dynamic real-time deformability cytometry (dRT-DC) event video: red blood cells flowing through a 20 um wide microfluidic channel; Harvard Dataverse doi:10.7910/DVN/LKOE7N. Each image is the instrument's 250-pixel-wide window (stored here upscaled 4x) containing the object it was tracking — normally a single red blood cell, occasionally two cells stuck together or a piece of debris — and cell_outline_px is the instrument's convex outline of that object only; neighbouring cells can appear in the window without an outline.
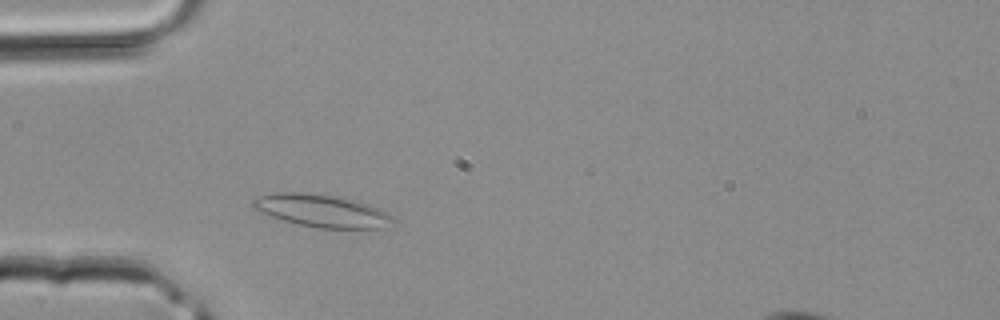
{"species": "common noctule bat (a hibernating species)", "species_latin": "Nyctalus noctula", "temperature_condition": "room temperature", "stored_images_in_passage": 30, "segment_of_instrument_passage": [1, 2], "camera_frame_rate_fps": 3000, "um_per_image_px": 0.085, "animal": {"sex": "male", "body_mass_g": 20.4}, "frame": {"image": 1, "passage_image": 1, "time_ms": 0.0, "image_size_px": [1000, 320], "cell_outline_px": [[392, 220], [380, 228], [320, 228], [300, 224], [284, 220], [260, 212], [252, 208], [252, 200], [260, 196], [272, 192], [300, 192], [332, 196], [356, 200], [380, 208], [392, 216]], "centroid_in_image_um": [27.3, 17.9], "position_along_channel_um": 57.7, "area_um2": 26.13}}
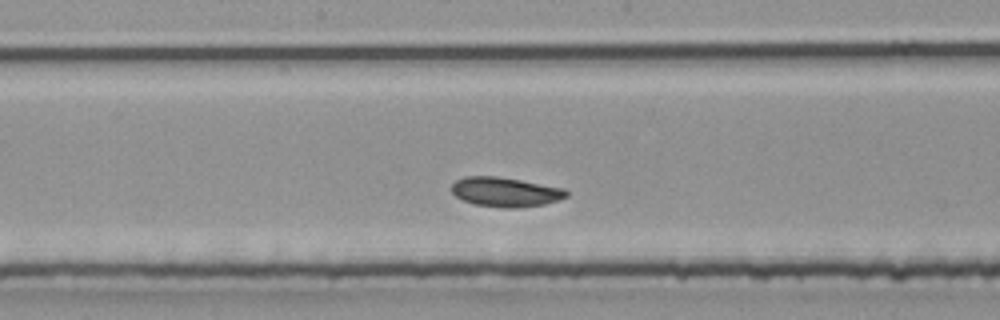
{"frame": {"image": 2, "passage_image": 10, "time_ms": 3.0, "image_size_px": [1000, 320], "cell_outline_px": [[568, 196], [544, 204], [512, 208], [504, 208], [472, 204], [456, 196], [452, 192], [452, 184], [456, 180], [464, 176], [496, 176], [520, 180], [564, 188], [568, 192]], "centroid_in_image_um": [42.93, 16.31], "position_along_channel_um": 205.3, "area_um2": 19.59}}
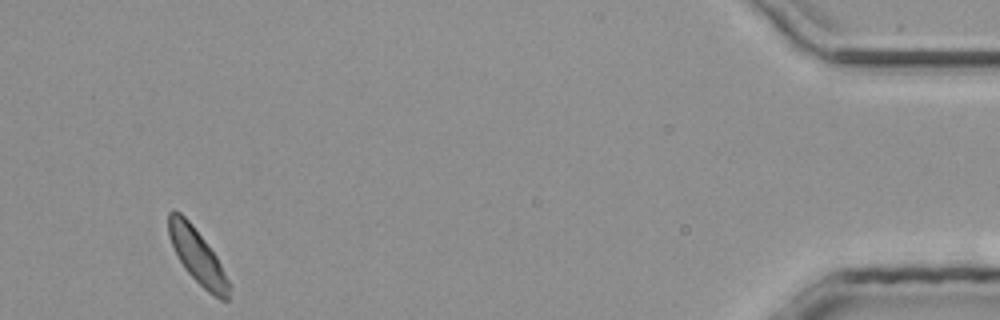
{"frame": {"image": 3, "passage_image": 27, "time_ms": 8.667, "image_size_px": [1000, 320], "cell_outline_px": [[228, 300], [220, 300], [208, 292], [184, 268], [168, 236], [168, 212], [172, 208], [180, 212], [192, 224], [216, 256], [228, 280]], "centroid_in_image_um": [16.74, 21.73], "position_along_channel_um": 418.5, "area_um2": 18.73}}